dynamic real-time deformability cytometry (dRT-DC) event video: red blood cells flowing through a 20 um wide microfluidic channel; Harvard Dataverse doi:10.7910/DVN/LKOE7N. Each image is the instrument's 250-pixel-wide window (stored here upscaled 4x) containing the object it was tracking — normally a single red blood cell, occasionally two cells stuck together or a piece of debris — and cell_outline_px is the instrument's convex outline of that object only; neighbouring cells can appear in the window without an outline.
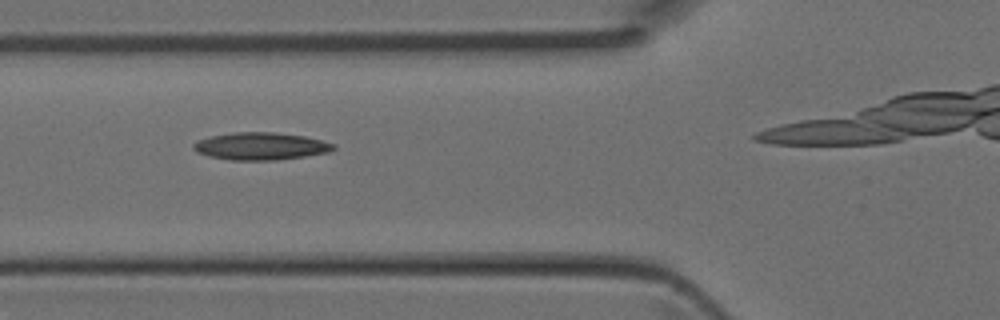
{"species": "Egyptian fruit bat (a non-hibernating species)", "species_latin": "Rousettus aegyptiacus", "temperature_condition": "room temperature", "stored_images_in_passage": 13, "camera_frame_rate_fps": 3000, "um_per_image_px": 0.085, "animal": {"sex": "female"}, "frame": {"image": 1, "passage_image": 10, "time_ms": 3.0, "image_size_px": [1000, 320], "cell_outline_px": [[336, 148], [328, 152], [304, 156], [276, 160], [232, 160], [208, 156], [196, 152], [192, 148], [192, 144], [200, 140], [212, 136], [236, 132], [272, 132], [304, 136], [336, 144]], "centroid_in_image_um": [22.15, 12.43], "position_along_channel_um": 103.6, "area_um2": 22.2}}